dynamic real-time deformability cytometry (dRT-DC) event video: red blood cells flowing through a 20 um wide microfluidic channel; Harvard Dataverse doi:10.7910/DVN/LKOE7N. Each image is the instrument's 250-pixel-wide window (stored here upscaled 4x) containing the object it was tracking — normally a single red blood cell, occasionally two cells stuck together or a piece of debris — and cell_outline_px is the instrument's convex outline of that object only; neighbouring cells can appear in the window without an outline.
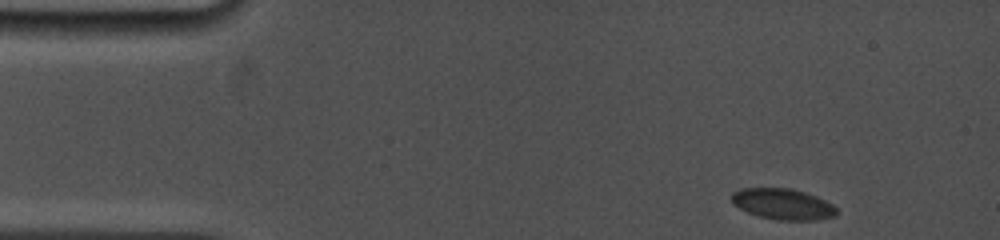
{"species": "common noctule bat (a hibernating species)", "species_latin": "Nyctalus noctula", "temperature_condition": "cold", "stored_images_in_passage": 57, "camera_frame_rate_fps": 5000, "um_per_image_px": 0.085, "animal": {"sex": "female", "body_mass_g": 19.0, "forearm_length_mm": 53.3}, "frame": {"image": 1, "passage_image": 1, "time_ms": 0.0, "image_size_px": [1000, 240], "cell_outline_px": [[840, 212], [836, 216], [816, 220], [776, 220], [760, 216], [748, 212], [732, 204], [732, 192], [740, 188], [792, 188], [816, 196], [832, 204]], "centroid_in_image_um": [66.56, 17.35], "position_along_channel_um": 18.4, "area_um2": 19.02}}
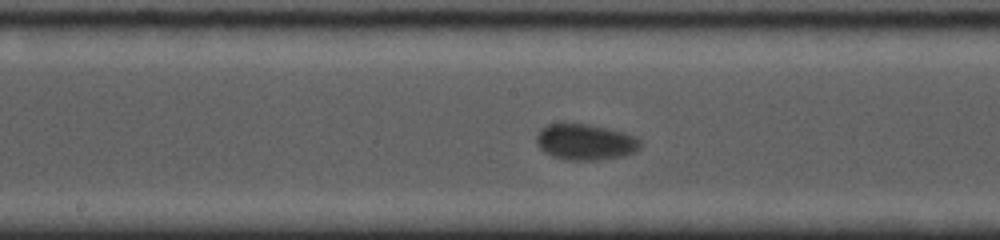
{"frame": {"image": 2, "passage_image": 33, "time_ms": 7.2, "image_size_px": [1000, 240], "cell_outline_px": [[640, 148], [636, 152], [624, 156], [596, 160], [564, 160], [552, 156], [544, 152], [536, 144], [536, 136], [548, 124], [588, 124], [608, 128], [624, 132], [636, 136], [640, 140]], "centroid_in_image_um": [49.78, 12.08], "position_along_channel_um": 198.4, "area_um2": 21.85}}
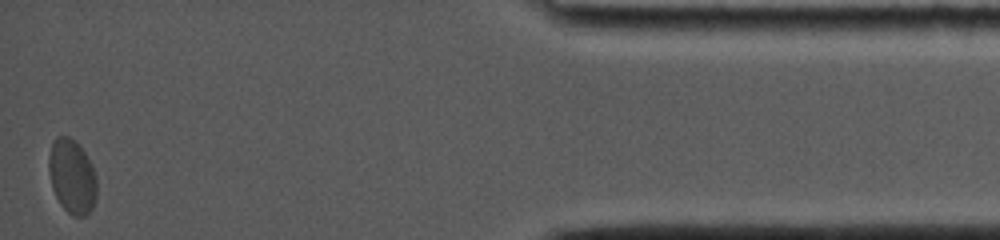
{"frame": {"image": 3, "passage_image": 57, "time_ms": 15.0, "image_size_px": [1000, 240], "cell_outline_px": [[96, 200], [92, 208], [84, 216], [72, 216], [60, 204], [52, 188], [48, 172], [48, 156], [52, 144], [56, 136], [68, 136], [84, 152], [96, 176]], "centroid_in_image_um": [6.09, 15.02], "position_along_channel_um": 429.1, "area_um2": 20.58}, "authors_computed_cell_mechanics": {"area_um2": 20.4034, "velocity_mm_per_s": 3.6892, "shape_relaxation_time_tau1_ms": 3.0843, "shape_relaxation_time_tau2_ms": null, "deformation_change_tau1": 0.0672, "deformation_change_tau2": null}}